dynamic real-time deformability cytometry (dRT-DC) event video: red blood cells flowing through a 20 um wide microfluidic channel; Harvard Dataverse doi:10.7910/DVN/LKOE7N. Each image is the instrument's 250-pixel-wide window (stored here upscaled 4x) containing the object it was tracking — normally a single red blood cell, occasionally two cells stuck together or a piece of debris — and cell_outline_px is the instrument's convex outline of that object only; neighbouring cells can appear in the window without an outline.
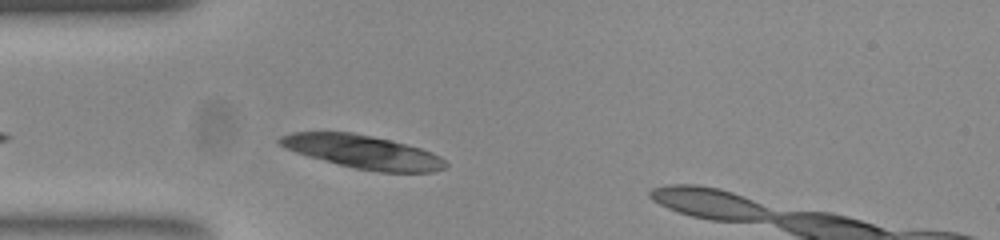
{"species": "common noctule bat (a hibernating species)", "species_latin": "Nyctalus noctula", "temperature_condition": "room temperature", "stored_images_in_passage": 32, "camera_frame_rate_fps": 3000, "um_per_image_px": 0.085, "animal": {"sex": "female", "body_mass_g": 23.0, "forearm_length_mm": 53.4}, "frame": {"image": 1, "passage_image": 4, "time_ms": 1.0, "image_size_px": [1000, 240], "cell_outline_px": [[448, 168], [436, 172], [380, 172], [356, 168], [308, 156], [284, 148], [276, 140], [280, 136], [292, 132], [352, 132], [372, 136], [420, 148], [432, 152], [440, 156], [448, 164]], "centroid_in_image_um": [30.86, 12.91], "position_along_channel_um": 54.1, "area_um2": 32.08}}
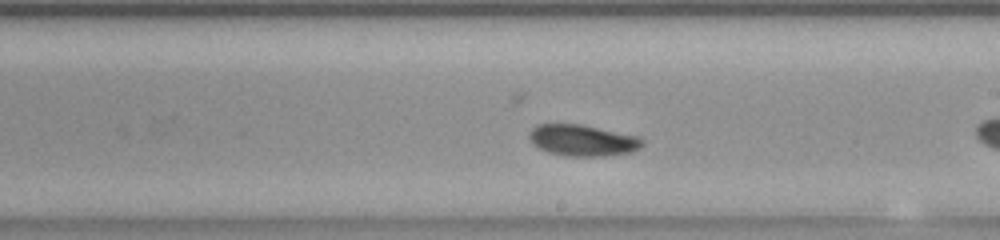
{"frame": {"image": 2, "passage_image": 16, "time_ms": 5.0, "image_size_px": [1000, 240], "cell_outline_px": [[644, 144], [640, 148], [632, 152], [604, 156], [564, 156], [548, 152], [536, 148], [532, 144], [528, 136], [528, 132], [536, 124], [580, 124], [640, 136], [644, 140]], "centroid_in_image_um": [49.51, 11.93], "position_along_channel_um": 239.5, "area_um2": 21.04}}
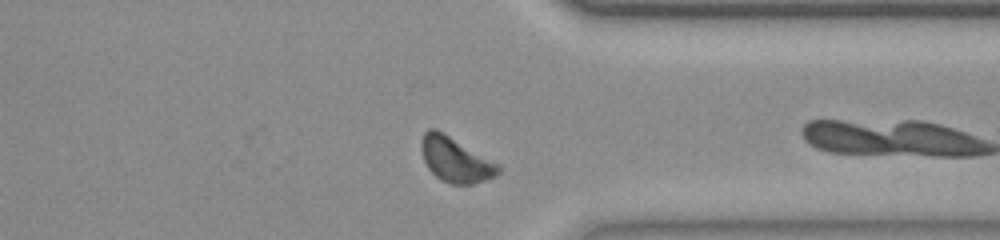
{"frame": {"image": 3, "passage_image": 27, "time_ms": 8.667, "image_size_px": [1000, 240], "cell_outline_px": [[504, 168], [496, 176], [472, 184], [452, 184], [440, 180], [428, 168], [424, 160], [420, 148], [420, 144], [424, 132], [428, 128], [436, 128], [500, 164]], "centroid_in_image_um": [38.73, 13.56], "position_along_channel_um": 372.7, "area_um2": 20.35}, "authors_computed_cell_mechanics": {"area_um2": 20.6635, "velocity_mm_per_s": 3.7269, "shape_relaxation_time_tau1_ms": 1.6782, "shape_relaxation_time_tau2_ms": null, "deformation_change_tau1": 0.0652, "deformation_change_tau2": null}}